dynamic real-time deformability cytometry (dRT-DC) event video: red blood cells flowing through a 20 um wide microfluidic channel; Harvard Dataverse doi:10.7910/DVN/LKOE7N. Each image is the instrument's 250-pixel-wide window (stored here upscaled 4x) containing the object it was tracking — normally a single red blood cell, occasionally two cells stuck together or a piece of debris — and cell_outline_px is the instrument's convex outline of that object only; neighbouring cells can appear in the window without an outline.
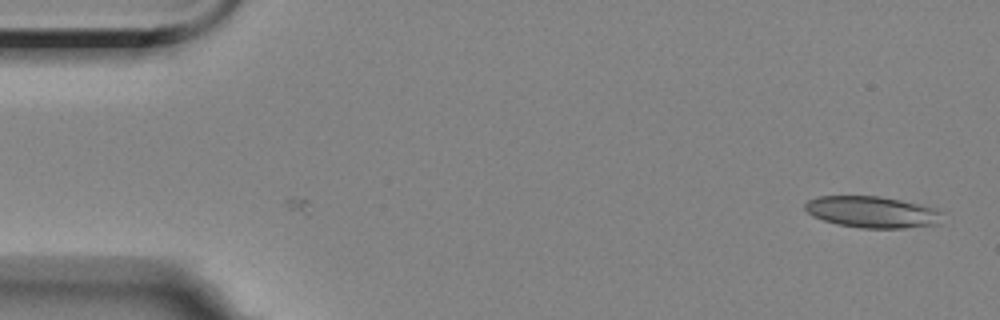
{"species": "Egyptian fruit bat (a non-hibernating species)", "species_latin": "Rousettus aegyptiacus", "temperature_condition": "room temperature", "stored_images_in_passage": 2, "camera_frame_rate_fps": 3000, "um_per_image_px": 0.085, "animal": {"sex": "female"}, "frame": {"image": 1, "passage_image": 2, "time_ms": 2.0, "image_size_px": [1000, 320], "cell_outline_px": [[940, 224], [904, 228], [860, 228], [836, 224], [812, 216], [804, 208], [804, 204], [808, 200], [816, 196], [880, 196], [920, 204], [936, 208], [940, 212]], "centroid_in_image_um": [74.11, 18.02], "position_along_channel_um": 10.9, "area_um2": 25.26}}